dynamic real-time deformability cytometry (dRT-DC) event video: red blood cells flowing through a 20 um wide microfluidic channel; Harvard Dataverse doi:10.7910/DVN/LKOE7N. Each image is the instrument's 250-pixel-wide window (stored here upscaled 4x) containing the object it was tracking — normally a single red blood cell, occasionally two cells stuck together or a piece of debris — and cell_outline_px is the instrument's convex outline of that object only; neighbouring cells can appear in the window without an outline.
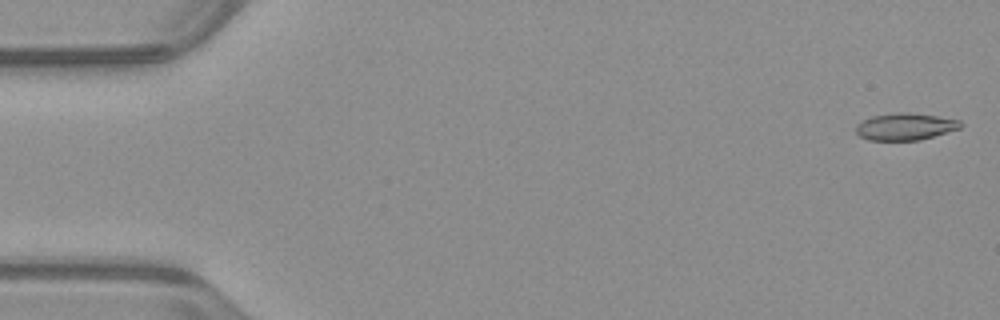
{"species": "common noctule bat (a hibernating species)", "species_latin": "Nyctalus noctula", "temperature_condition": "warm", "stored_images_in_passage": 52, "camera_frame_rate_fps": 3000, "um_per_image_px": 0.085, "animal": {"sex": "male", "body_mass_g": 23.1, "forearm_length_mm": 52.7}, "frame": {"image": 1, "passage_image": 1, "time_ms": 0.0, "image_size_px": [1000, 320], "cell_outline_px": [[964, 124], [960, 128], [920, 140], [868, 140], [860, 136], [856, 132], [856, 124], [872, 116], [900, 112], [908, 112], [936, 116], [960, 120]], "centroid_in_image_um": [76.95, 10.76], "position_along_channel_um": 8.1, "area_um2": 16.36}}
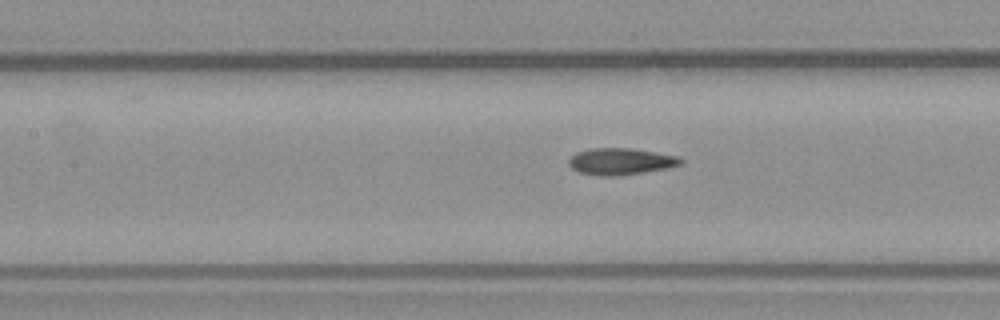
{"frame": {"image": 2, "passage_image": 23, "time_ms": 7.333, "image_size_px": [1000, 320], "cell_outline_px": [[684, 160], [680, 164], [668, 168], [620, 176], [600, 176], [580, 172], [572, 168], [568, 164], [568, 160], [576, 152], [592, 148], [628, 148], [680, 156]], "centroid_in_image_um": [52.76, 13.72], "position_along_channel_um": 154.6, "area_um2": 17.4}}
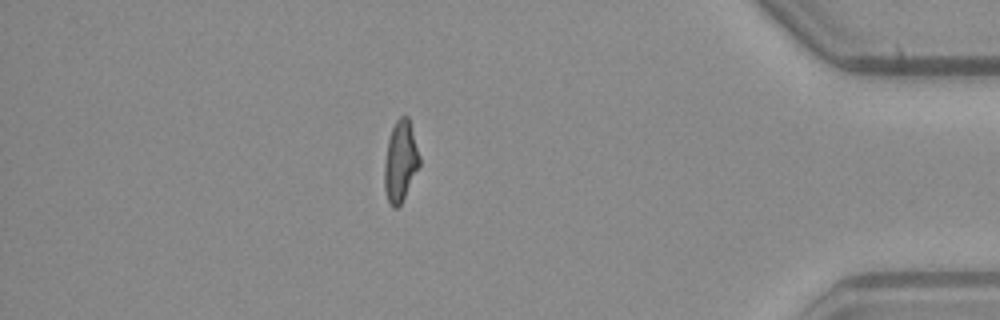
{"frame": {"image": 3, "passage_image": 45, "time_ms": 14.667, "image_size_px": [1000, 320], "cell_outline_px": [[420, 164], [400, 204], [396, 208], [392, 208], [388, 200], [384, 188], [384, 164], [388, 140], [392, 128], [396, 120], [400, 116], [408, 116], [420, 156]], "centroid_in_image_um": [34.02, 13.69], "position_along_channel_um": 401.2, "area_um2": 16.3}, "authors_computed_cell_mechanics": {"area_um2": 16.8776, "velocity_mm_per_s": 3.9706, "shape_relaxation_time_tau1_ms": null, "shape_relaxation_time_tau2_ms": 2.6548, "deformation_change_tau1": null, "deformation_change_tau2": 0.1033}}